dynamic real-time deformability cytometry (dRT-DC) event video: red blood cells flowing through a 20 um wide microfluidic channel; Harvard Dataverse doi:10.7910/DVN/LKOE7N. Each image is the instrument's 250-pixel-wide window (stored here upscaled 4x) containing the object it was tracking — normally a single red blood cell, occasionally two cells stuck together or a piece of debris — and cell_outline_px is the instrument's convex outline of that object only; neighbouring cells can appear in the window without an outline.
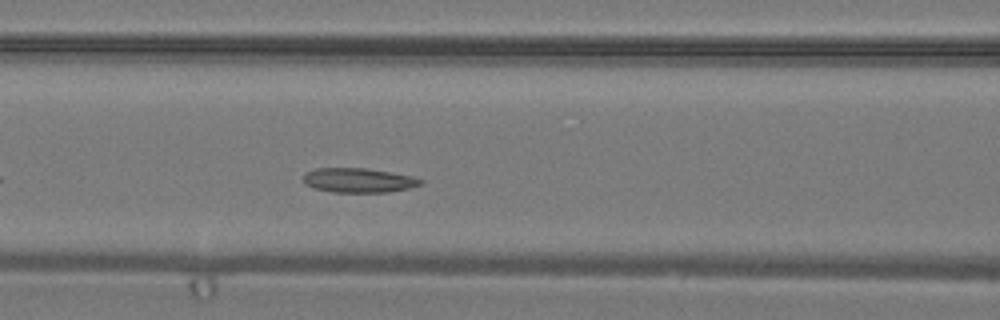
{"species": "common noctule bat (a hibernating species)", "species_latin": "Nyctalus noctula", "temperature_condition": "warm", "stored_images_in_passage": 24, "segment_of_instrument_passage": [1, 2], "camera_frame_rate_fps": 3000, "um_per_image_px": 0.085, "animal": {"sex": "male", "body_mass_g": 19.2, "forearm_length_mm": 51.8}, "frame": {"image": 1, "passage_image": 8, "time_ms": 2.333, "image_size_px": [1000, 320], "cell_outline_px": [[424, 184], [408, 188], [388, 192], [332, 192], [312, 188], [304, 184], [304, 172], [316, 168], [364, 168], [412, 176], [424, 180]], "centroid_in_image_um": [30.45, 15.33], "position_along_channel_um": 136.2, "area_um2": 16.76}}
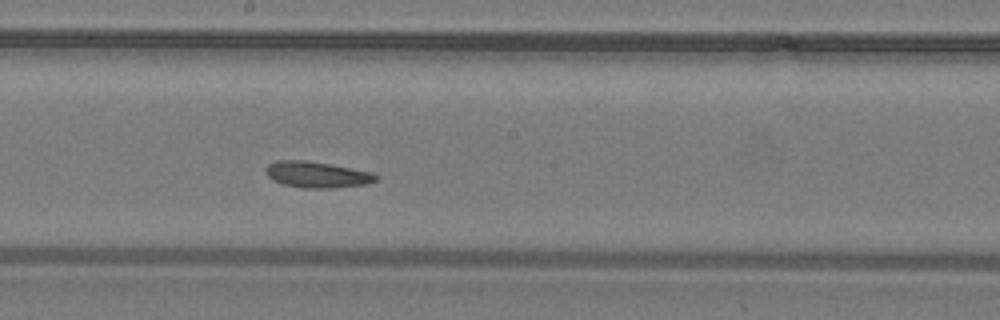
{"frame": {"image": 2, "passage_image": 13, "time_ms": 4.0, "image_size_px": [1000, 320], "cell_outline_px": [[380, 176], [376, 180], [364, 184], [332, 188], [304, 188], [284, 184], [272, 180], [264, 172], [264, 168], [268, 164], [276, 160], [304, 160], [328, 164], [372, 172]], "centroid_in_image_um": [26.89, 14.84], "position_along_channel_um": 221.3, "area_um2": 16.7}}
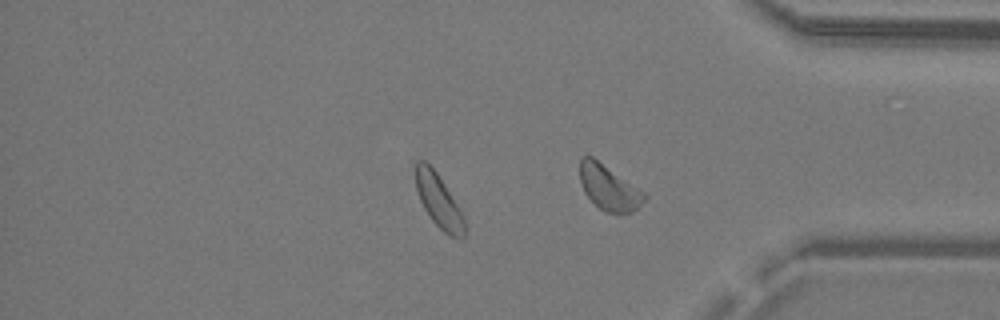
{"frame": {"image": 3, "passage_image": 23, "time_ms": 7.333, "image_size_px": [1000, 320], "cell_outline_px": [[468, 224], [464, 236], [448, 236], [432, 220], [424, 208], [416, 192], [416, 160], [424, 160], [436, 172], [444, 184]], "centroid_in_image_um": [37.29, 17.1], "position_along_channel_um": 397.9, "area_um2": 14.91}}